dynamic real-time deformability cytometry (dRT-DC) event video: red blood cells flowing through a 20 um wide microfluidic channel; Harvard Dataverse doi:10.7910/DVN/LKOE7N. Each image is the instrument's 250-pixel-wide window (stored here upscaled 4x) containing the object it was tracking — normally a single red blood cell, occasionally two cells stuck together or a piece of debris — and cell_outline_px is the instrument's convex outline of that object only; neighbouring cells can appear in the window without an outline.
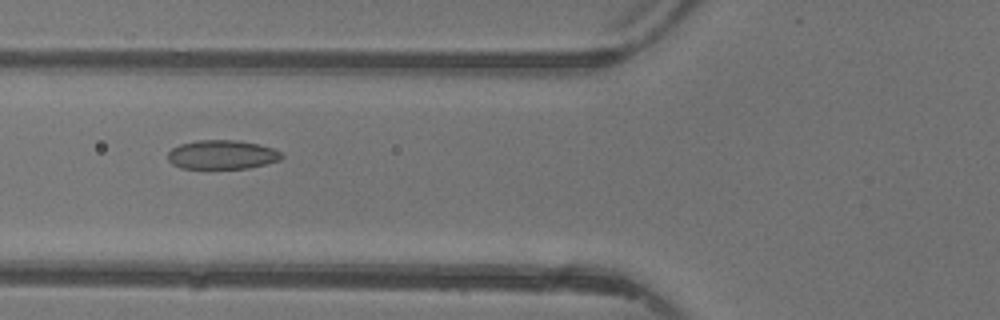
{"species": "common noctule bat (a hibernating species)", "species_latin": "Nyctalus noctula", "temperature_condition": "warm", "stored_images_in_passage": 4, "camera_frame_rate_fps": 3000, "um_per_image_px": 0.085, "animal": {"sex": "female"}, "frame": {"image": 1, "passage_image": 4, "time_ms": 3.333, "image_size_px": [1000, 320], "cell_outline_px": [[284, 156], [280, 160], [248, 168], [180, 168], [172, 164], [168, 160], [168, 152], [172, 148], [180, 144], [196, 140], [236, 140], [260, 144], [272, 148], [280, 152]], "centroid_in_image_um": [18.86, 13.14], "position_along_channel_um": 106.9, "area_um2": 19.25}}